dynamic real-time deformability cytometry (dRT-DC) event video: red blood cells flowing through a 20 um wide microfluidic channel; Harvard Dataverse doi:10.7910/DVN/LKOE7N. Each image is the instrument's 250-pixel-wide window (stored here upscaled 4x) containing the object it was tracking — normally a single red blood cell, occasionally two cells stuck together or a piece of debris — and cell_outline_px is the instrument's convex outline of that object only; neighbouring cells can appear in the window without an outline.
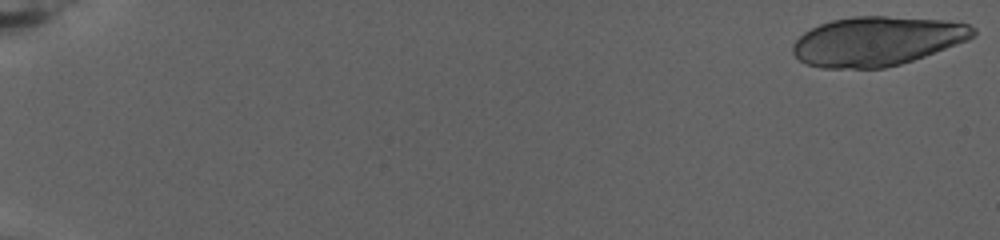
{"species": "human", "species_latin": "Homo sapiens", "temperature_condition": "warm", "stored_images_in_passage": 32, "camera_frame_rate_fps": 3000, "um_per_image_px": 0.085, "donor": {"sex": "female"}, "frame": {"image": 1, "passage_image": 1, "time_ms": 0.0, "image_size_px": [1000, 240], "cell_outline_px": [[976, 32], [968, 40], [924, 56], [900, 64], [884, 68], [820, 68], [808, 64], [800, 60], [792, 52], [792, 44], [804, 32], [820, 24], [832, 20], [852, 16], [884, 16], [944, 20], [968, 24], [976, 28]], "centroid_in_image_um": [74.53, 3.49], "position_along_channel_um": 10.5, "area_um2": 51.5}}
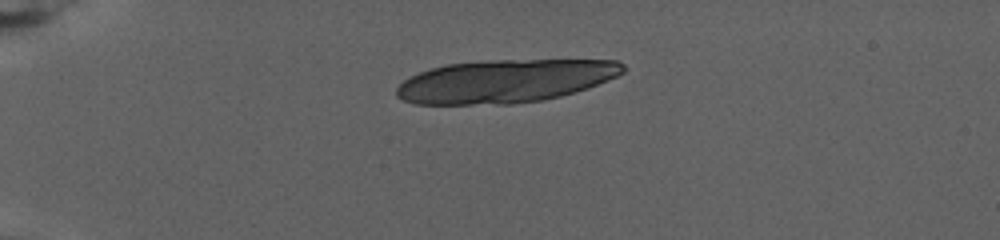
{"frame": {"image": 2, "passage_image": 21, "time_ms": 6.667, "image_size_px": [1000, 240], "cell_outline_px": [[624, 72], [608, 80], [588, 88], [560, 96], [540, 100], [512, 104], [416, 104], [404, 100], [396, 96], [396, 88], [404, 80], [420, 72], [432, 68], [448, 64], [488, 60], [616, 60], [624, 64]], "centroid_in_image_um": [42.94, 6.89], "position_along_channel_um": 42.1, "area_um2": 56.64}}